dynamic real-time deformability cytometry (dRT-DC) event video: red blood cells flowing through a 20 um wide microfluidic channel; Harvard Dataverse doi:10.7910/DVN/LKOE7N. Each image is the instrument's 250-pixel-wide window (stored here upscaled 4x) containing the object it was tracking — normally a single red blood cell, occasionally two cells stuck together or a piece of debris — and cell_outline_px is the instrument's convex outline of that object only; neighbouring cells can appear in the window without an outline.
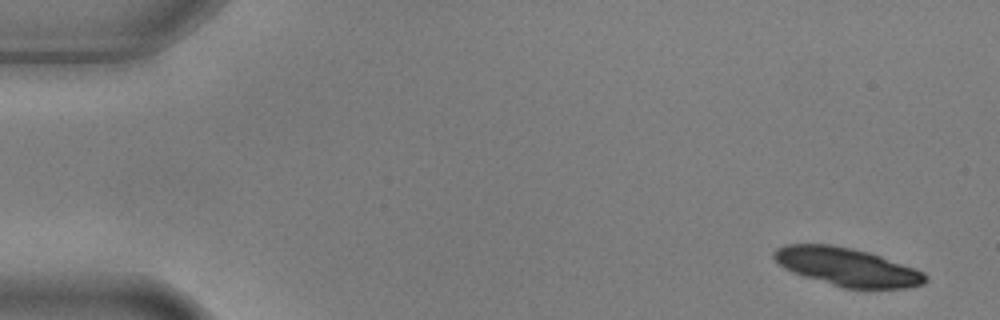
{"species": "common noctule bat (a hibernating species)", "species_latin": "Nyctalus noctula", "temperature_condition": "warm", "stored_images_in_passage": 6, "camera_frame_rate_fps": 3000, "um_per_image_px": 0.085, "animal": {"sex": "male", "body_mass_g": 17.9, "forearm_length_mm": 54.2}, "frame": {"image": 1, "passage_image": 1, "time_ms": 0.0, "image_size_px": [1000, 320], "cell_outline_px": [[928, 280], [924, 284], [904, 288], [844, 288], [804, 276], [792, 272], [784, 268], [772, 256], [772, 252], [776, 248], [784, 244], [832, 244], [852, 248], [868, 252], [880, 256], [924, 272], [928, 276]], "centroid_in_image_um": [71.98, 22.68], "position_along_channel_um": 13.0, "area_um2": 33.52}}